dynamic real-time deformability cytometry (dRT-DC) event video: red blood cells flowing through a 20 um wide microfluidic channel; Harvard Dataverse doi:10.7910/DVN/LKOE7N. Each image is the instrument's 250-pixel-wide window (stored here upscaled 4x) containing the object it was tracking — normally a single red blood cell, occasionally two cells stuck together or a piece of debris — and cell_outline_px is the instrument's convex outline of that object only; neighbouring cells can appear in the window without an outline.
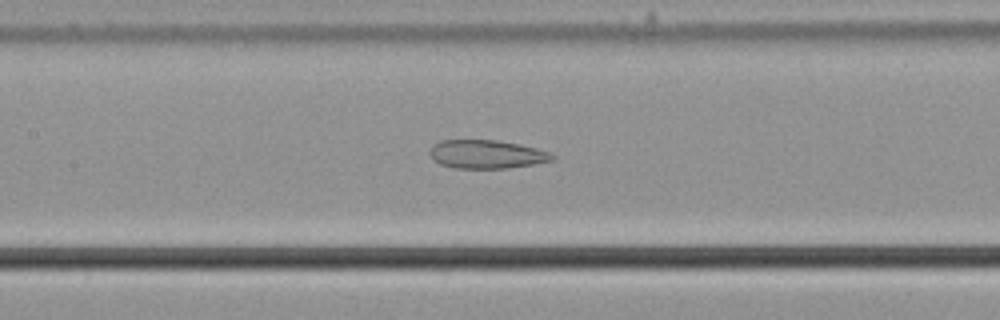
{"species": "common noctule bat (a hibernating species)", "species_latin": "Nyctalus noctula", "temperature_condition": "cold", "stored_images_in_passage": 54, "camera_frame_rate_fps": 3000, "um_per_image_px": 0.085, "animal": {"sex": "male", "body_mass_g": 21.5, "forearm_length_mm": 52.0}, "frame": {"image": 1, "passage_image": 25, "time_ms": 8.0, "image_size_px": [1000, 320], "cell_outline_px": [[556, 160], [508, 168], [452, 168], [440, 164], [432, 160], [428, 152], [432, 144], [440, 140], [496, 140], [520, 144], [536, 148], [548, 152], [556, 156]], "centroid_in_image_um": [41.32, 13.11], "position_along_channel_um": 166.1, "area_um2": 20.58}}
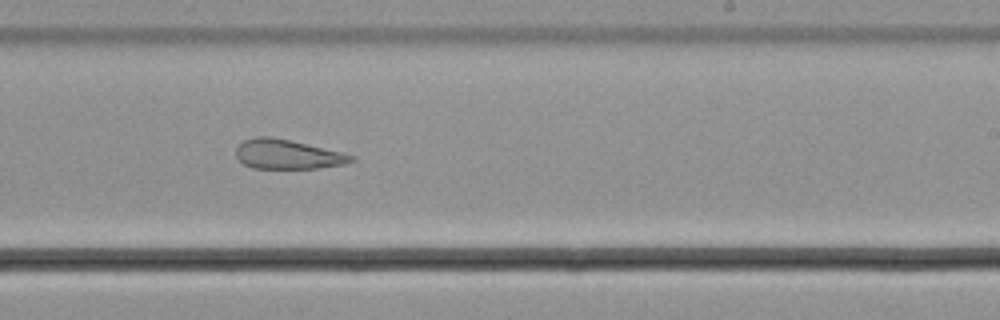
{"frame": {"image": 2, "passage_image": 33, "time_ms": 10.667, "image_size_px": [1000, 320], "cell_outline_px": [[356, 160], [344, 164], [320, 168], [252, 168], [244, 164], [236, 156], [236, 148], [244, 140], [256, 136], [272, 136], [340, 152], [356, 156]], "centroid_in_image_um": [24.43, 13.12], "position_along_channel_um": 264.6, "area_um2": 19.65}}
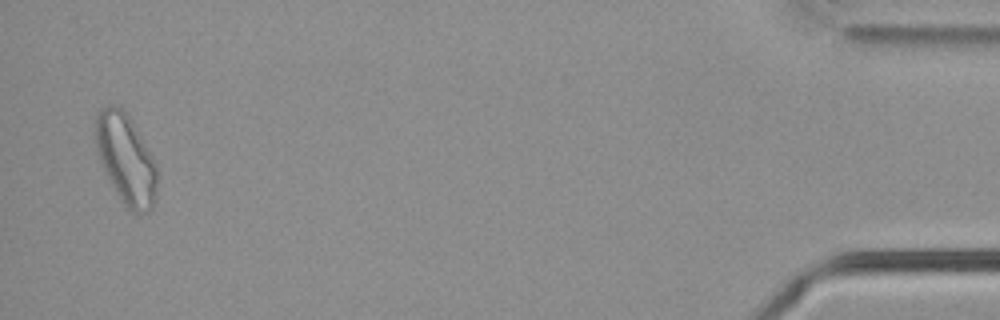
{"frame": {"image": 3, "passage_image": 53, "time_ms": 17.333, "image_size_px": [1000, 320], "cell_outline_px": [[156, 192], [152, 208], [148, 212], [132, 212], [128, 208], [112, 184], [100, 160], [96, 148], [96, 116], [100, 108], [112, 104], [120, 108], [128, 116], [156, 164]], "centroid_in_image_um": [10.7, 13.51], "position_along_channel_um": 424.5, "area_um2": 31.1}, "authors_computed_cell_mechanics": {"area_um2": 26.299, "velocity_mm_per_s": 3.7067, "shape_relaxation_time_tau1_ms": null, "shape_relaxation_time_tau2_ms": 7.5477, "deformation_change_tau1": null, "deformation_change_tau2": 0.1753}}